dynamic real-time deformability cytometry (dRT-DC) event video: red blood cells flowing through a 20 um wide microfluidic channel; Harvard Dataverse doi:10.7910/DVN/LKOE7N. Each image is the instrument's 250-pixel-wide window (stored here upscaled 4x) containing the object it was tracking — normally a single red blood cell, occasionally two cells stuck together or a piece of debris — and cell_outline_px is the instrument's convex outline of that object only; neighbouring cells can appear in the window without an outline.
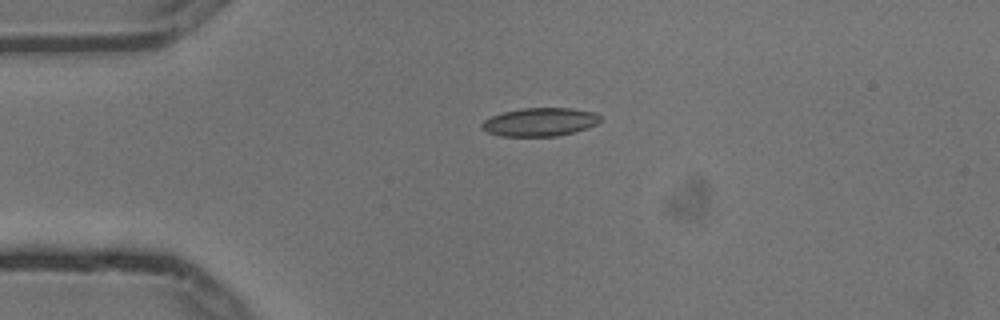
{"species": "common noctule bat (a hibernating species)", "species_latin": "Nyctalus noctula", "temperature_condition": "cold", "stored_images_in_passage": 5, "camera_frame_rate_fps": 3000, "um_per_image_px": 0.085, "animal": {"sex": "male", "body_mass_g": 13.3}, "frame": {"image": 1, "passage_image": 3, "time_ms": 0.667, "image_size_px": [1000, 320], "cell_outline_px": [[604, 120], [588, 128], [556, 136], [500, 136], [488, 132], [480, 128], [480, 124], [484, 120], [492, 116], [504, 112], [520, 108], [572, 108], [596, 112]], "centroid_in_image_um": [45.91, 10.36], "position_along_channel_um": 39.1, "area_um2": 19.71}}
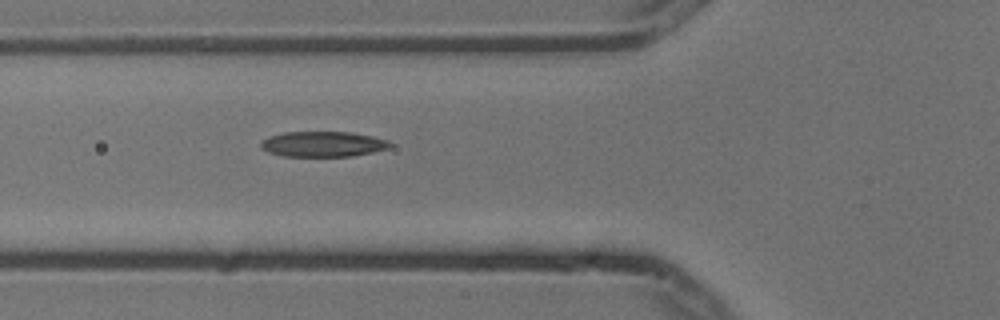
{"frame": {"image": 2, "passage_image": 5, "time_ms": 1.333, "image_size_px": [1000, 320], "cell_outline_px": [[392, 144], [388, 148], [372, 152], [352, 156], [280, 156], [268, 152], [260, 148], [260, 140], [284, 132], [352, 132], [372, 136], [388, 140]], "centroid_in_image_um": [27.42, 12.25], "position_along_channel_um": 98.4, "area_um2": 19.13}}